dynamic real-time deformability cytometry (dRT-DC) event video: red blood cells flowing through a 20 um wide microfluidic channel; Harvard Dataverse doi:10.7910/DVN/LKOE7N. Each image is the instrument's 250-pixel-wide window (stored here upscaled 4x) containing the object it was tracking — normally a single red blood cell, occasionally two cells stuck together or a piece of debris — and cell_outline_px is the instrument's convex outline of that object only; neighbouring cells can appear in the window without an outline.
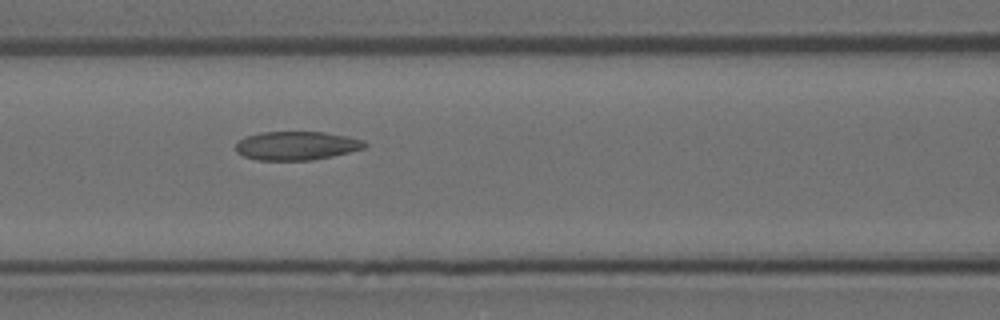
{"species": "Egyptian fruit bat (a non-hibernating species)", "species_latin": "Rousettus aegyptiacus", "temperature_condition": "room temperature", "stored_images_in_passage": 13, "segment_of_instrument_passage": [1, 2], "camera_frame_rate_fps": 3000, "um_per_image_px": 0.085, "animal": {"sex": "female"}, "frame": {"image": 1, "passage_image": 6, "time_ms": 1.667, "image_size_px": [1000, 320], "cell_outline_px": [[368, 144], [364, 148], [332, 156], [312, 160], [256, 160], [244, 156], [236, 152], [236, 144], [244, 136], [260, 132], [324, 132], [348, 136], [364, 140]], "centroid_in_image_um": [25.2, 12.38], "position_along_channel_um": 141.4, "area_um2": 21.62}}
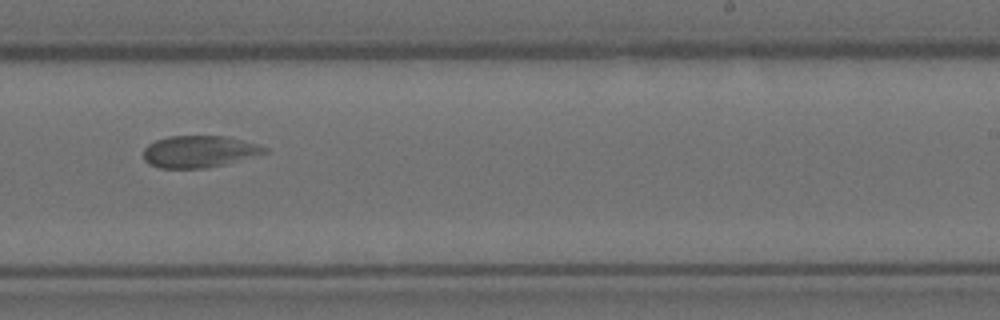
{"frame": {"image": 2, "passage_image": 9, "time_ms": 2.667, "image_size_px": [1000, 320], "cell_outline_px": [[268, 152], [224, 164], [204, 168], [160, 168], [148, 164], [144, 160], [144, 148], [148, 144], [156, 140], [168, 136], [224, 136], [256, 144], [268, 148]], "centroid_in_image_um": [16.88, 12.88], "position_along_channel_um": 272.1, "area_um2": 22.25}}
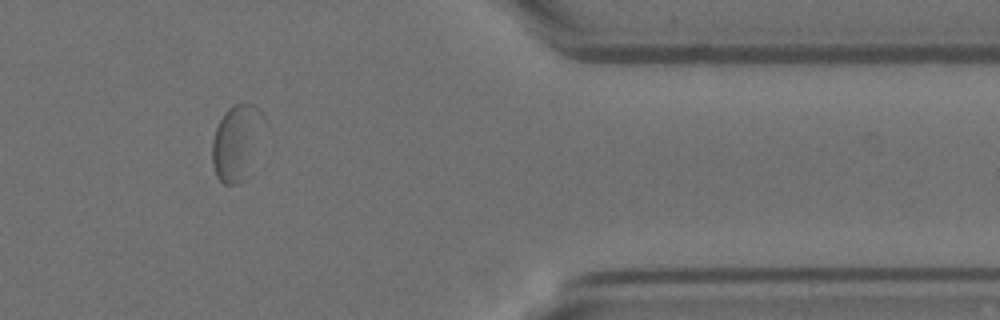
{"frame": {"image": 3, "passage_image": 12, "time_ms": 3.667, "image_size_px": [1000, 320], "cell_outline_px": [[268, 124], [244, 180], [236, 184], [224, 184], [216, 176], [212, 164], [212, 140], [216, 128], [224, 112], [228, 108], [236, 104], [252, 104], [264, 116]], "centroid_in_image_um": [20.14, 12.08], "position_along_channel_um": 391.3, "area_um2": 23.0}}